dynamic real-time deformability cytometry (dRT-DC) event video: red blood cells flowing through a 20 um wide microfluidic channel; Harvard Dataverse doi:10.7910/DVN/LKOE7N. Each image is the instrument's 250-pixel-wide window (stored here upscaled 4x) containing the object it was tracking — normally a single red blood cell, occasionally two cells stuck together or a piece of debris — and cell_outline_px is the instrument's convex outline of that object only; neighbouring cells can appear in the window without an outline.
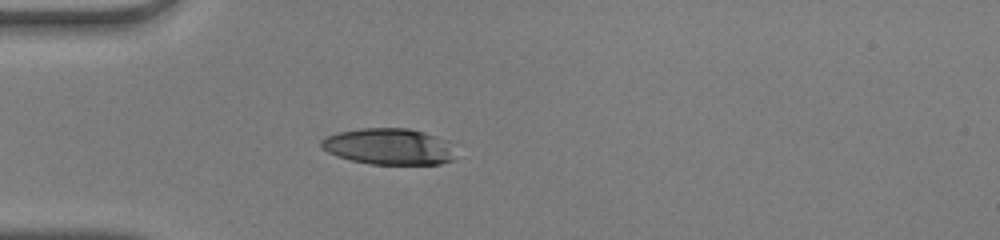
{"species": "human", "species_latin": "Homo sapiens", "temperature_condition": "warm", "stored_images_in_passage": 36, "camera_frame_rate_fps": 3000, "um_per_image_px": 0.085, "donor": {"sex": "male"}, "frame": {"image": 1, "passage_image": 1, "time_ms": 0.0, "image_size_px": [1000, 240], "cell_outline_px": [[452, 160], [440, 164], [372, 164], [352, 160], [328, 152], [320, 144], [320, 140], [328, 136], [340, 132], [364, 128], [408, 128], [432, 136]], "centroid_in_image_um": [32.82, 12.46], "position_along_channel_um": 52.2, "area_um2": 26.53}}
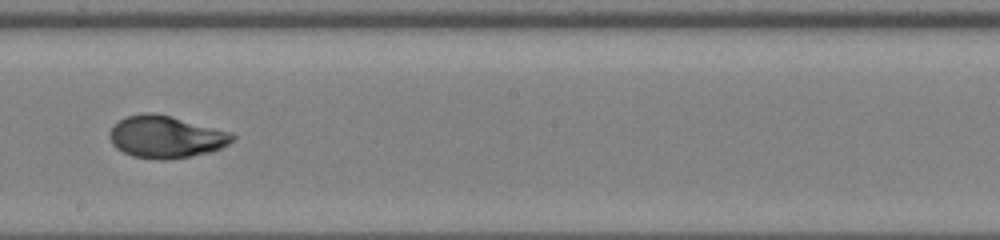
{"frame": {"image": 2, "passage_image": 15, "time_ms": 4.667, "image_size_px": [1000, 240], "cell_outline_px": [[236, 136], [228, 144], [220, 148], [208, 152], [188, 156], [132, 156], [116, 148], [112, 144], [112, 128], [120, 120], [128, 116], [148, 112], [168, 116], [228, 132]], "centroid_in_image_um": [14.1, 11.6], "position_along_channel_um": 234.1, "area_um2": 28.26}}
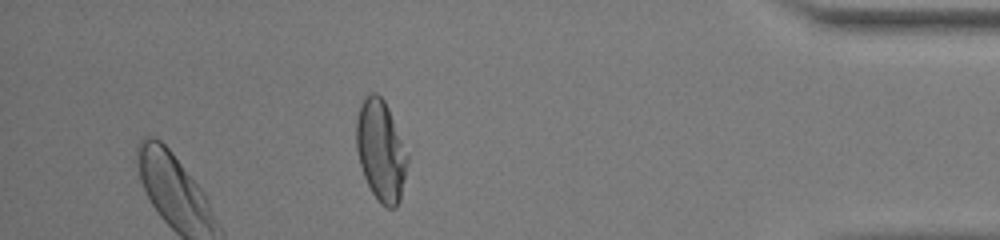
{"frame": {"image": 3, "passage_image": 30, "time_ms": 9.667, "image_size_px": [1000, 240], "cell_outline_px": [[408, 160], [400, 200], [396, 208], [388, 208], [380, 204], [372, 192], [364, 176], [360, 164], [356, 148], [356, 120], [360, 104], [364, 96], [368, 92], [376, 92], [384, 100], [388, 108], [408, 156]], "centroid_in_image_um": [32.35, 12.79], "position_along_channel_um": 402.9, "area_um2": 29.94}, "authors_computed_cell_mechanics": {"area_um2": 29.2179, "velocity_mm_per_s": 4.1802, "shape_relaxation_time_tau1_ms": 6.595, "shape_relaxation_time_tau2_ms": 0.7579, "deformation_change_tau1": 0.2815, "deformation_change_tau2": 0.0421}}